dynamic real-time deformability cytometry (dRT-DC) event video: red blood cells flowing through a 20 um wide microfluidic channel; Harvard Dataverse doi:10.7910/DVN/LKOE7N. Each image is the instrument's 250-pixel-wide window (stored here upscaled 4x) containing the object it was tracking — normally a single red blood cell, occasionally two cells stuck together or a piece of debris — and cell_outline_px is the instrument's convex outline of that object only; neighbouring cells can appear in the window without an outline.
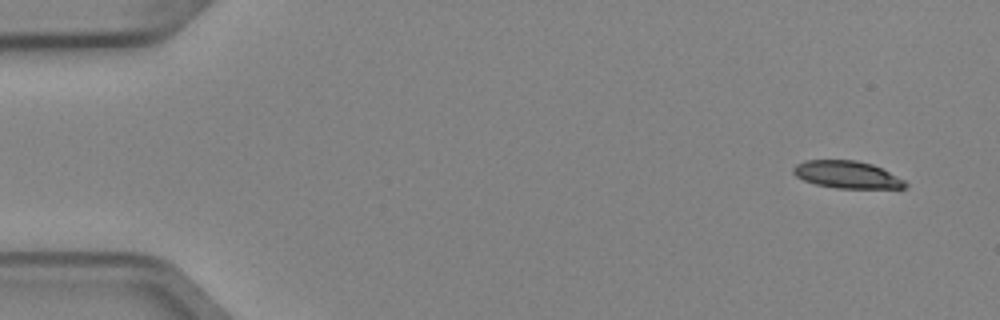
{"species": "Egyptian fruit bat (a non-hibernating species)", "species_latin": "Rousettus aegyptiacus", "temperature_condition": "cold", "stored_images_in_passage": 5, "segment_of_instrument_passage": [1, 2], "camera_frame_rate_fps": 3000, "um_per_image_px": 0.085, "animal": {"sex": "female"}, "frame": {"image": 1, "passage_image": 1, "time_ms": 0.0, "image_size_px": [1000, 320], "cell_outline_px": [[908, 184], [904, 188], [836, 188], [816, 184], [804, 180], [796, 176], [792, 172], [792, 168], [796, 164], [804, 160], [856, 160], [872, 164], [904, 180]], "centroid_in_image_um": [71.95, 14.84], "position_along_channel_um": 13.0, "area_um2": 17.69}}
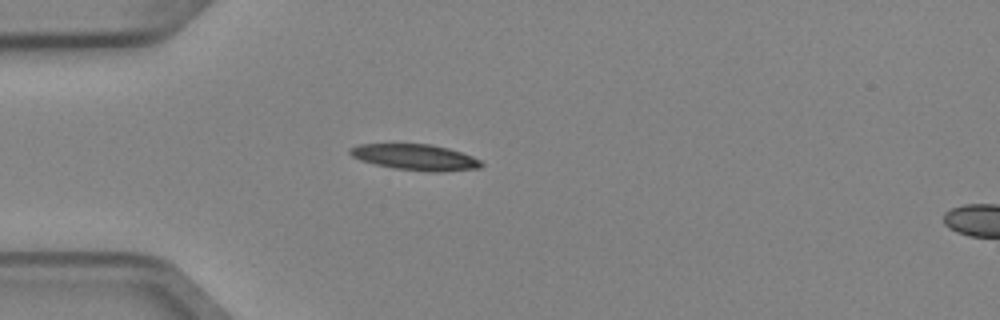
{"frame": {"image": 2, "passage_image": 4, "time_ms": 1.0, "image_size_px": [1000, 320], "cell_outline_px": [[484, 164], [480, 168], [440, 172], [432, 172], [392, 168], [372, 164], [360, 160], [352, 156], [348, 152], [348, 148], [360, 144], [432, 144], [448, 148], [472, 156], [480, 160]], "centroid_in_image_um": [35.28, 13.37], "position_along_channel_um": 49.7, "area_um2": 20.0}}